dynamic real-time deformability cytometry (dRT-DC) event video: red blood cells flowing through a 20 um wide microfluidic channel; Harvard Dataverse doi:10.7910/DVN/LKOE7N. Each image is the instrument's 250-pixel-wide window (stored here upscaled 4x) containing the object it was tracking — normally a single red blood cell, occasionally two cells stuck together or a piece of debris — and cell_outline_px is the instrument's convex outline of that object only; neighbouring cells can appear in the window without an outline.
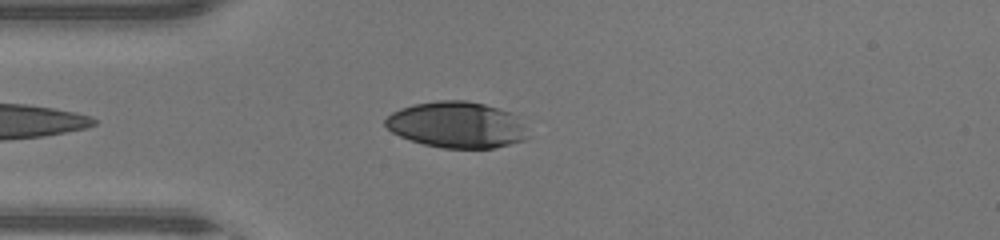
{"species": "human", "species_latin": "Homo sapiens", "temperature_condition": "warm", "stored_images_in_passage": 34, "camera_frame_rate_fps": 3000, "um_per_image_px": 0.085, "donor": {"sex": "male"}, "frame": {"image": 1, "passage_image": 3, "time_ms": 0.667, "image_size_px": [1000, 240], "cell_outline_px": [[532, 136], [524, 140], [496, 148], [440, 148], [424, 144], [400, 136], [392, 132], [384, 124], [384, 120], [392, 112], [400, 108], [416, 104], [436, 100], [468, 100], [484, 104], [508, 112]], "centroid_in_image_um": [38.79, 10.62], "position_along_channel_um": 46.2, "area_um2": 38.09}}
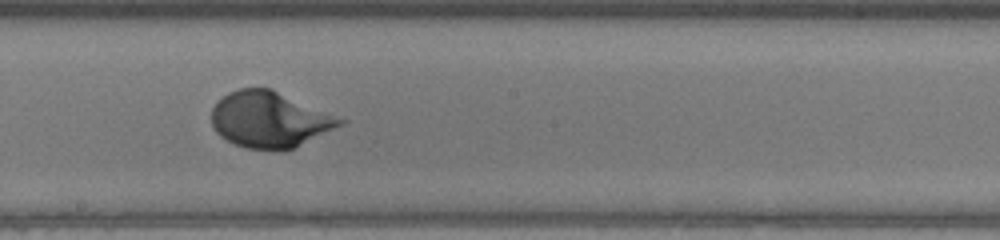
{"frame": {"image": 2, "passage_image": 16, "time_ms": 5.0, "image_size_px": [1000, 240], "cell_outline_px": [[348, 120], [344, 124], [292, 148], [248, 148], [236, 144], [220, 136], [216, 132], [212, 124], [212, 108], [228, 92], [240, 88], [272, 88]], "centroid_in_image_um": [22.93, 10.12], "position_along_channel_um": 225.3, "area_um2": 41.27}}
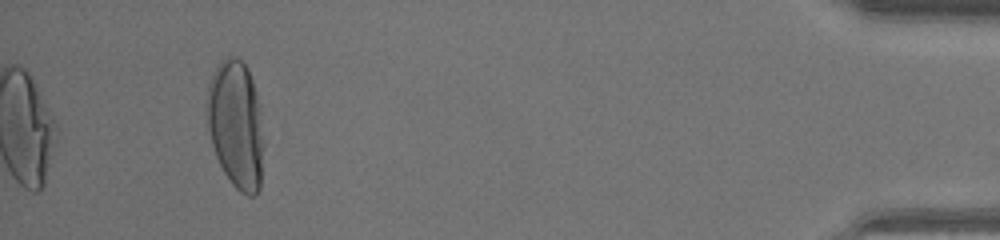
{"frame": {"image": 3, "passage_image": 34, "time_ms": 11.0, "image_size_px": [1000, 240], "cell_outline_px": [[264, 144], [260, 188], [252, 196], [248, 196], [240, 192], [232, 184], [224, 172], [216, 156], [212, 144], [208, 128], [208, 84], [220, 60], [228, 56], [236, 56], [248, 68], [260, 104], [264, 140]], "centroid_in_image_um": [20.09, 10.59], "position_along_channel_um": 415.1, "area_um2": 42.48}, "authors_computed_cell_mechanics": {"area_um2": 39.9398, "velocity_mm_per_s": 4.4454, "shape_relaxation_time_tau1_ms": 3.1291, "shape_relaxation_time_tau2_ms": null, "deformation_change_tau1": 0.2227, "deformation_change_tau2": null}}